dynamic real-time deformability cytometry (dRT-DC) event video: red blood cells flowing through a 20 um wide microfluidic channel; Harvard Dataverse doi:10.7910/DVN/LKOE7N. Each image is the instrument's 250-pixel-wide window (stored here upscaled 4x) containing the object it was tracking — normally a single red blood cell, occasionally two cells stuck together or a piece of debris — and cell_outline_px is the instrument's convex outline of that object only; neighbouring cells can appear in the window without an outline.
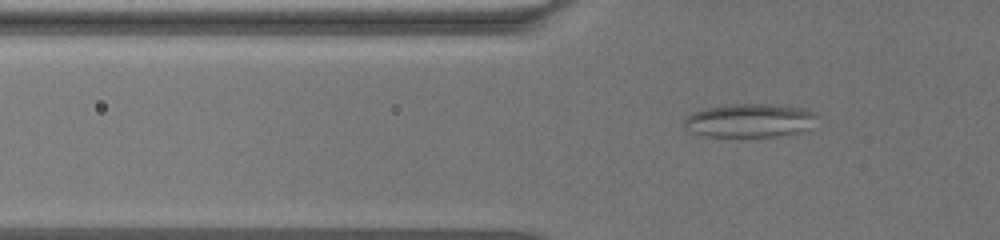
{"species": "common noctule bat (a hibernating species)", "species_latin": "Nyctalus noctula", "temperature_condition": "warm", "stored_images_in_passage": 31, "camera_frame_rate_fps": 3000, "um_per_image_px": 0.085, "animal": {"sex": "female", "body_mass_g": 19.5, "forearm_length_mm": 54.1}, "frame": {"image": 1, "passage_image": 7, "time_ms": 5.333, "image_size_px": [1000, 240], "cell_outline_px": [[820, 116], [808, 132], [776, 136], [704, 136], [692, 132], [684, 124], [684, 120], [692, 112], [708, 108], [732, 104], [772, 104], [808, 108]], "centroid_in_image_um": [63.86, 10.24], "position_along_channel_um": 61.9, "area_um2": 26.36}}
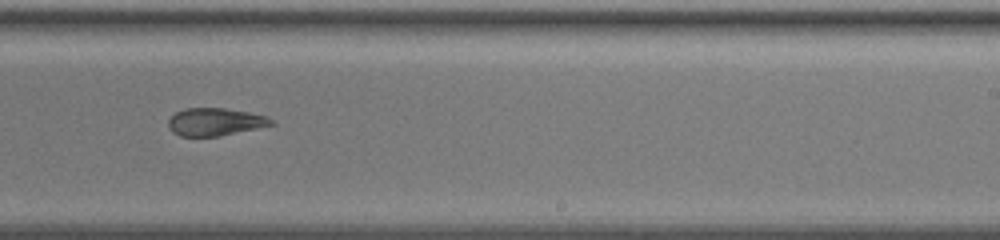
{"frame": {"image": 2, "passage_image": 15, "time_ms": 12.667, "image_size_px": [1000, 240], "cell_outline_px": [[276, 124], [220, 136], [180, 136], [172, 132], [168, 128], [168, 120], [176, 112], [184, 108], [224, 108], [248, 112], [268, 116]], "centroid_in_image_um": [18.28, 10.36], "position_along_channel_um": 270.7, "area_um2": 16.65}}
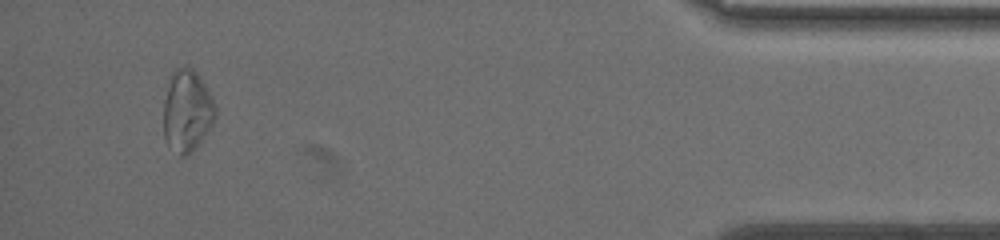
{"frame": {"image": 3, "passage_image": 28, "time_ms": 19.667, "image_size_px": [1000, 240], "cell_outline_px": [[216, 116], [212, 124], [204, 136], [192, 152], [184, 156], [180, 156], [168, 148], [164, 140], [164, 100], [172, 72], [176, 68], [192, 68], [196, 72], [204, 84], [216, 108]], "centroid_in_image_um": [15.87, 9.48], "position_along_channel_um": 419.3, "area_um2": 24.51}}